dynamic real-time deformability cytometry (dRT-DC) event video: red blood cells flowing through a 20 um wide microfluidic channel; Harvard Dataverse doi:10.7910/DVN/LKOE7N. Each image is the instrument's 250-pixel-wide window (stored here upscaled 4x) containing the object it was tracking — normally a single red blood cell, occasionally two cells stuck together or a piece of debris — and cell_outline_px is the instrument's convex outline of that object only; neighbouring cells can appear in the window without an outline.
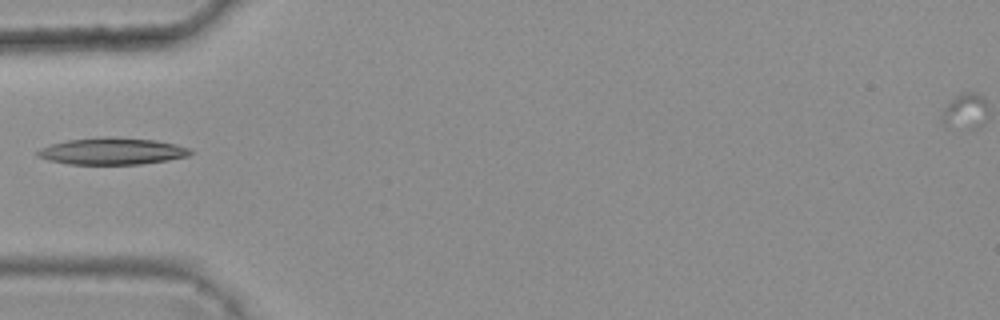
{"species": "common noctule bat (a hibernating species)", "species_latin": "Nyctalus noctula", "temperature_condition": "warm", "stored_images_in_passage": 1, "camera_frame_rate_fps": 3000, "um_per_image_px": 0.085, "animal": {"sex": "female", "body_mass_g": 25.1}, "frame": {"image": 1, "passage_image": 1, "time_ms": 0.0, "image_size_px": [1000, 320], "cell_outline_px": [[192, 152], [188, 156], [168, 160], [140, 164], [68, 164], [48, 160], [36, 156], [36, 152], [40, 148], [52, 144], [68, 140], [104, 136], [108, 136], [156, 140], [176, 144], [188, 148]], "centroid_in_image_um": [9.51, 12.85], "position_along_channel_um": 75.5, "area_um2": 23.87}}